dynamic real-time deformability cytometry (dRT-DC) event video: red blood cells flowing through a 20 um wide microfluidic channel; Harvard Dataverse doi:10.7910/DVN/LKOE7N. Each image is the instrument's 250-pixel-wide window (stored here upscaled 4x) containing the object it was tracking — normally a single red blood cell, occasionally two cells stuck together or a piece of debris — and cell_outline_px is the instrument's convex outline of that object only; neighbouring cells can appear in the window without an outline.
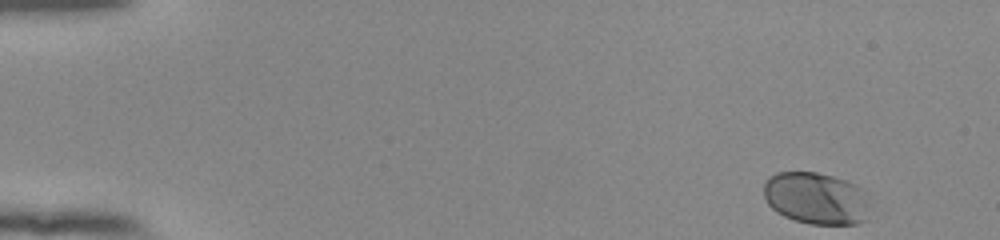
{"species": "human", "species_latin": "Homo sapiens", "temperature_condition": "room temperature", "stored_images_in_passage": 51, "camera_frame_rate_fps": 3000, "um_per_image_px": 0.085, "donor": {"sex": "female"}, "frame": {"image": 1, "passage_image": 1, "time_ms": 0.0, "image_size_px": [1000, 240], "cell_outline_px": [[864, 220], [856, 224], [812, 224], [792, 220], [776, 212], [768, 204], [764, 196], [764, 184], [776, 172], [816, 172], [832, 176], [856, 184], [864, 192]], "centroid_in_image_um": [69.28, 16.85], "position_along_channel_um": 15.7, "area_um2": 31.56}}
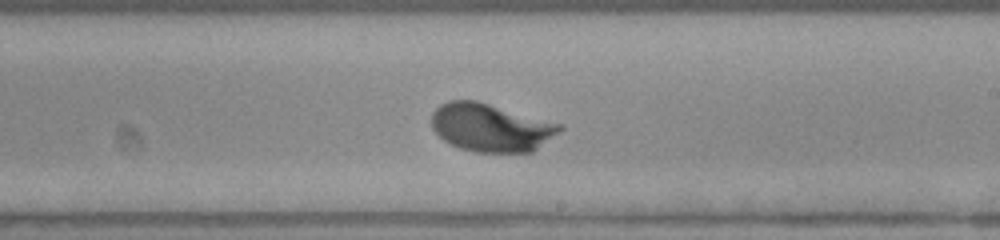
{"frame": {"image": 2, "passage_image": 30, "time_ms": 9.667, "image_size_px": [1000, 240], "cell_outline_px": [[564, 128], [560, 132], [532, 152], [476, 152], [460, 148], [444, 140], [432, 128], [432, 112], [440, 104], [448, 100], [476, 100], [564, 124]], "centroid_in_image_um": [41.75, 10.83], "position_along_channel_um": 247.2, "area_um2": 36.01}}
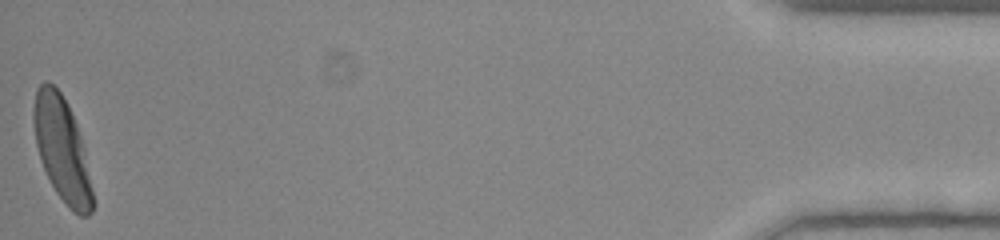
{"frame": {"image": 3, "passage_image": 51, "time_ms": 16.667, "image_size_px": [1000, 240], "cell_outline_px": [[96, 204], [92, 212], [88, 216], [80, 216], [72, 212], [56, 192], [40, 160], [36, 144], [32, 120], [32, 108], [36, 88], [44, 80], [48, 80], [60, 92], [68, 104], [76, 124], [80, 136]], "centroid_in_image_um": [5.25, 12.7], "position_along_channel_um": 429.9, "area_um2": 35.84}, "authors_computed_cell_mechanics": {"area_um2": 34.2754, "velocity_mm_per_s": 3.8382, "shape_relaxation_time_tau1_ms": 2.0095, "shape_relaxation_time_tau2_ms": null, "deformation_change_tau1": 0.139, "deformation_change_tau2": null}}